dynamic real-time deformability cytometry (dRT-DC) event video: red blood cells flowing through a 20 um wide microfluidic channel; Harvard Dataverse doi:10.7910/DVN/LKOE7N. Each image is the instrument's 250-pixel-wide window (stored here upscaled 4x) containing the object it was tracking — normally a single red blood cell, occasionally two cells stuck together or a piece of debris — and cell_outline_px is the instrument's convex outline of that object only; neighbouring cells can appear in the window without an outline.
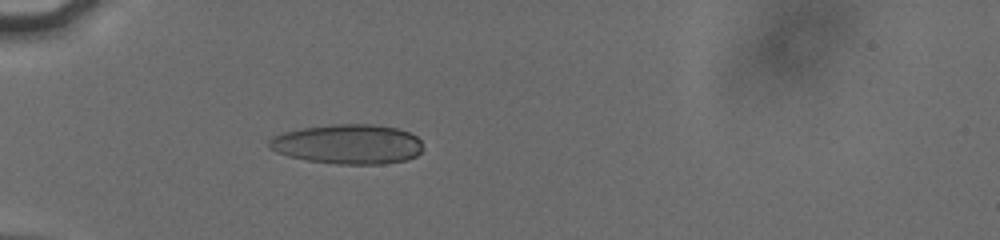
{"species": "human", "species_latin": "Homo sapiens", "temperature_condition": "cold", "stored_images_in_passage": 5, "camera_frame_rate_fps": 3000, "um_per_image_px": 0.085, "donor": {"sex": "male"}, "frame": {"image": 1, "passage_image": 2, "time_ms": 0.667, "image_size_px": [1000, 240], "cell_outline_px": [[420, 152], [416, 156], [404, 160], [384, 164], [336, 164], [308, 160], [288, 156], [276, 152], [268, 148], [268, 140], [272, 136], [284, 132], [300, 128], [332, 124], [372, 124], [396, 128], [408, 132], [416, 136], [420, 140]], "centroid_in_image_um": [29.52, 12.25], "position_along_channel_um": 55.5, "area_um2": 35.6}}
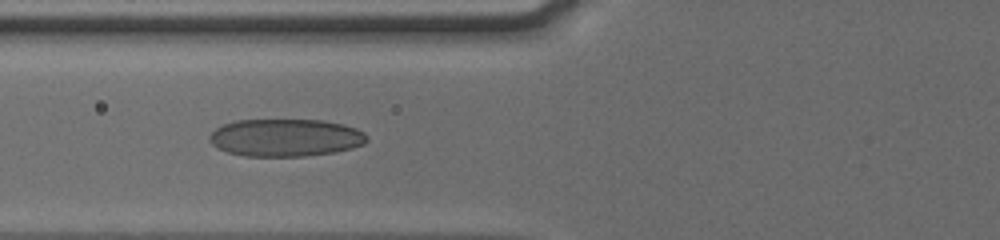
{"frame": {"image": 2, "passage_image": 4, "time_ms": 2.333, "image_size_px": [1000, 240], "cell_outline_px": [[368, 140], [364, 144], [352, 148], [336, 152], [304, 156], [244, 156], [228, 152], [216, 148], [208, 140], [208, 136], [216, 128], [224, 124], [236, 120], [324, 120], [356, 128], [364, 132], [368, 136]], "centroid_in_image_um": [24.26, 11.7], "position_along_channel_um": 101.5, "area_um2": 34.62}}